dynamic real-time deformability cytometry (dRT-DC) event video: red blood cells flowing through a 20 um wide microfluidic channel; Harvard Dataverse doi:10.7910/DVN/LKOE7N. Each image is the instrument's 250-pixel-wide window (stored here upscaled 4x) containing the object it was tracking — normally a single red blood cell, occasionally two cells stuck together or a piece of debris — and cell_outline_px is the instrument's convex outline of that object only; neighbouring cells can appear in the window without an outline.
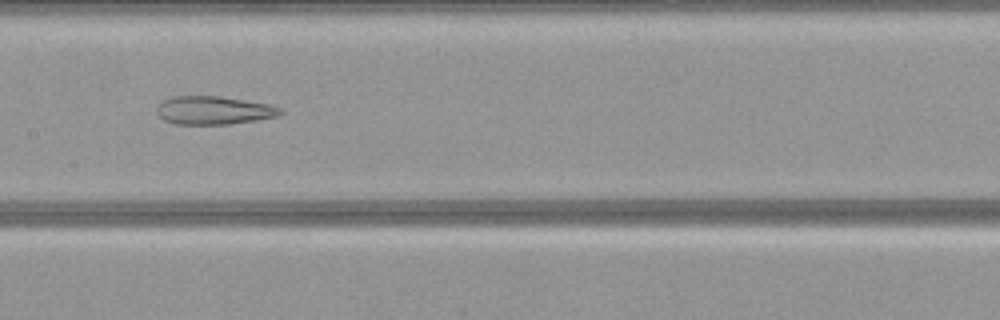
{"species": "common noctule bat (a hibernating species)", "species_latin": "Nyctalus noctula", "temperature_condition": "warm", "stored_images_in_passage": 47, "camera_frame_rate_fps": 3000, "um_per_image_px": 0.085, "animal": {"sex": "female", "body_mass_g": 21.9}, "frame": {"image": 1, "passage_image": 23, "time_ms": 7.333, "image_size_px": [1000, 320], "cell_outline_px": [[284, 112], [280, 116], [256, 120], [228, 124], [176, 124], [164, 120], [156, 112], [156, 108], [164, 100], [172, 96], [220, 96], [268, 104], [280, 108]], "centroid_in_image_um": [18.17, 9.38], "position_along_channel_um": 189.2, "area_um2": 20.29}}
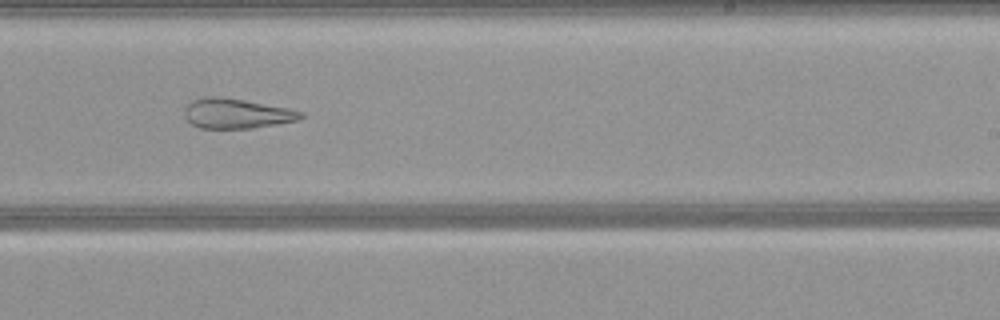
{"frame": {"image": 2, "passage_image": 29, "time_ms": 9.333, "image_size_px": [1000, 320], "cell_outline_px": [[304, 116], [300, 120], [252, 128], [200, 128], [192, 124], [184, 116], [184, 108], [192, 100], [204, 96], [220, 96], [292, 108], [304, 112]], "centroid_in_image_um": [20.13, 9.63], "position_along_channel_um": 268.9, "area_um2": 20.52}}
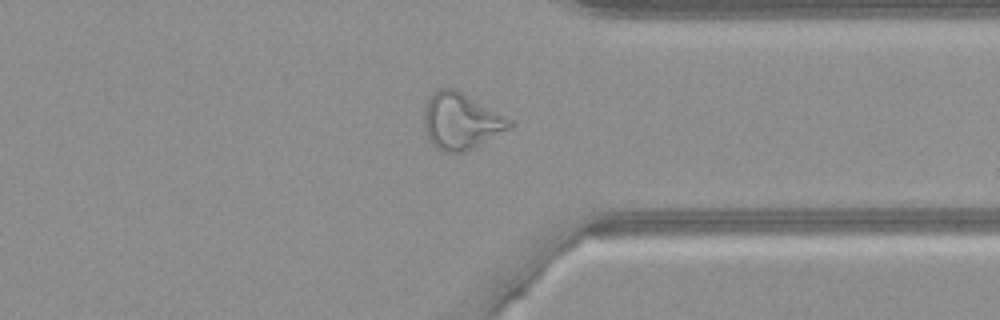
{"frame": {"image": 3, "passage_image": 37, "time_ms": 12.0, "image_size_px": [1000, 320], "cell_outline_px": [[516, 124], [512, 128], [472, 148], [460, 152], [444, 152], [436, 148], [432, 144], [428, 136], [424, 124], [424, 108], [428, 100], [440, 88], [452, 88], [460, 92], [512, 120]], "centroid_in_image_um": [39.19, 10.33], "position_along_channel_um": 372.2, "area_um2": 27.46}}